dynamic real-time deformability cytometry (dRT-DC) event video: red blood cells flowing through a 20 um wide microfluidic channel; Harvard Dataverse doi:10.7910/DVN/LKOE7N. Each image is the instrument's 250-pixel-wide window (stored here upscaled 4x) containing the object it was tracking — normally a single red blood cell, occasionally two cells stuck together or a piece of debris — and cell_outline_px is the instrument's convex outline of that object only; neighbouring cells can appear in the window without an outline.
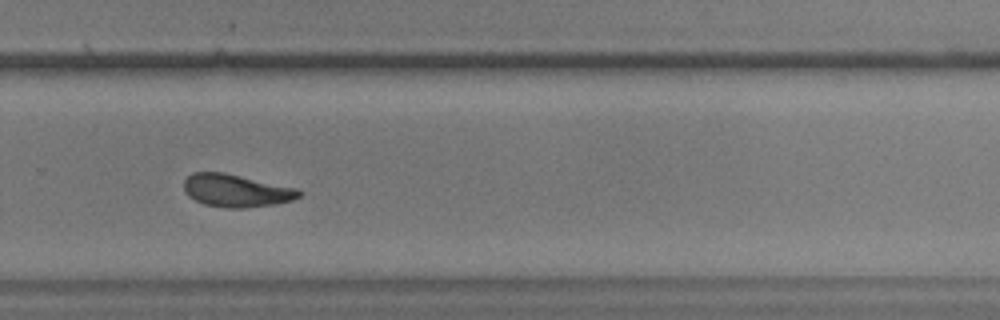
{"species": "common noctule bat (a hibernating species)", "species_latin": "Nyctalus noctula", "temperature_condition": "warm", "stored_images_in_passage": 41, "camera_frame_rate_fps": 3000, "um_per_image_px": 0.085, "animal": {"sex": "male", "body_mass_g": 17.9, "forearm_length_mm": 54.2}, "frame": {"image": 1, "passage_image": 23, "time_ms": 7.333, "image_size_px": [1000, 320], "cell_outline_px": [[304, 192], [300, 196], [292, 200], [276, 204], [244, 208], [224, 208], [204, 204], [188, 196], [184, 188], [184, 180], [192, 172], [224, 172], [296, 188]], "centroid_in_image_um": [20.08, 16.2], "position_along_channel_um": 309.7, "area_um2": 21.96}}
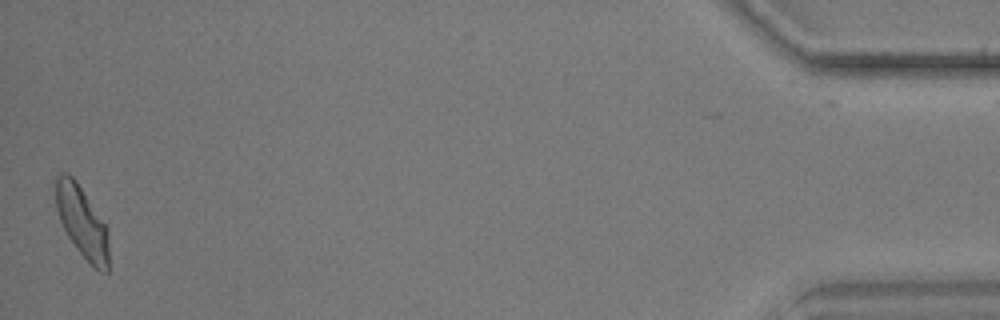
{"frame": {"image": 2, "passage_image": 40, "time_ms": 13.0, "image_size_px": [1000, 320], "cell_outline_px": [[108, 272], [100, 272], [76, 248], [68, 236], [60, 220], [56, 208], [56, 176], [60, 172], [68, 172], [76, 180], [108, 228]], "centroid_in_image_um": [6.97, 18.83], "position_along_channel_um": 428.2, "area_um2": 21.85}, "authors_computed_cell_mechanics": {"area_um2": 22.0796, "velocity_mm_per_s": 3.6009, "shape_relaxation_time_tau1_ms": 6.9114, "shape_relaxation_time_tau2_ms": 2.8839, "deformation_change_tau1": 0.1781, "deformation_change_tau2": 0.0964}}